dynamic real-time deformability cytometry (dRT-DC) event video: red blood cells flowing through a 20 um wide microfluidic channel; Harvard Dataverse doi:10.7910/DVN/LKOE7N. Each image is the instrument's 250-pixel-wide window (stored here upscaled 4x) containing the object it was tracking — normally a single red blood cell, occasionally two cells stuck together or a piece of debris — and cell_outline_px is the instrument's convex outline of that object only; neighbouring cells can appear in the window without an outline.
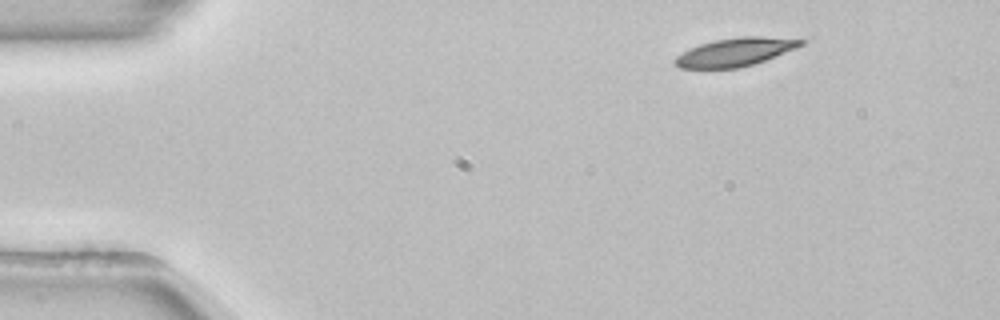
{"species": "common noctule bat (a hibernating species)", "species_latin": "Nyctalus noctula", "temperature_condition": "room temperature", "stored_images_in_passage": 47, "camera_frame_rate_fps": 3000, "um_per_image_px": 0.085, "animal": {"sex": "female", "body_mass_g": 22.7, "forearm_length_mm": 54.2}, "frame": {"image": 1, "passage_image": 1, "time_ms": 0.0, "image_size_px": [1000, 320], "cell_outline_px": [[808, 40], [804, 44], [796, 48], [764, 60], [740, 68], [680, 68], [672, 60], [676, 56], [700, 44], [716, 40], [740, 36], [764, 36]], "centroid_in_image_um": [62.52, 4.41], "position_along_channel_um": 22.5, "area_um2": 20.52}}
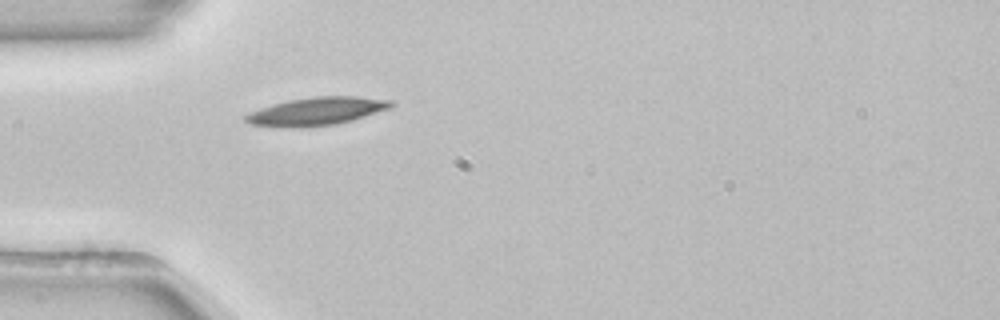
{"frame": {"image": 2, "passage_image": 10, "time_ms": 3.0, "image_size_px": [1000, 320], "cell_outline_px": [[396, 104], [388, 108], [352, 120], [336, 124], [300, 128], [292, 128], [248, 124], [244, 120], [244, 116], [248, 112], [272, 104], [288, 100], [312, 96], [356, 96], [392, 100]], "centroid_in_image_um": [26.86, 9.46], "position_along_channel_um": 58.1, "area_um2": 23.87}}
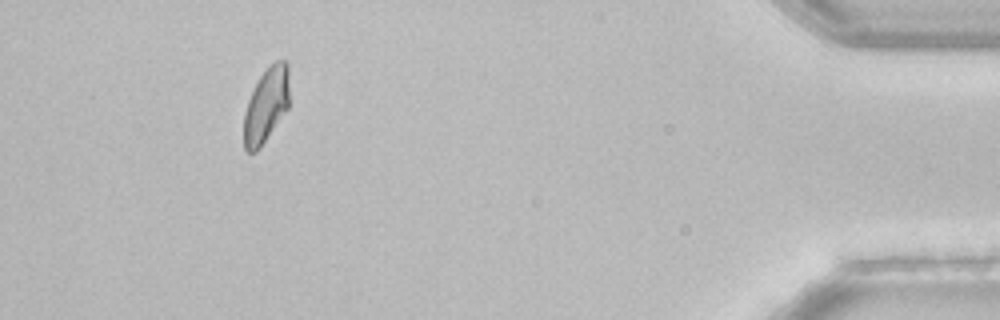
{"frame": {"image": 3, "passage_image": 43, "time_ms": 14.0, "image_size_px": [1000, 320], "cell_outline_px": [[288, 108], [260, 148], [256, 152], [248, 152], [244, 148], [244, 112], [248, 100], [260, 76], [276, 60], [288, 60]], "centroid_in_image_um": [22.62, 8.95], "position_along_channel_um": 412.6, "area_um2": 19.59}, "authors_computed_cell_mechanics": {"area_um2": 20.6346, "velocity_mm_per_s": 3.8567, "shape_relaxation_time_tau1_ms": 4.4274, "shape_relaxation_time_tau2_ms": null, "deformation_change_tau1": 0.1172, "deformation_change_tau2": null}}